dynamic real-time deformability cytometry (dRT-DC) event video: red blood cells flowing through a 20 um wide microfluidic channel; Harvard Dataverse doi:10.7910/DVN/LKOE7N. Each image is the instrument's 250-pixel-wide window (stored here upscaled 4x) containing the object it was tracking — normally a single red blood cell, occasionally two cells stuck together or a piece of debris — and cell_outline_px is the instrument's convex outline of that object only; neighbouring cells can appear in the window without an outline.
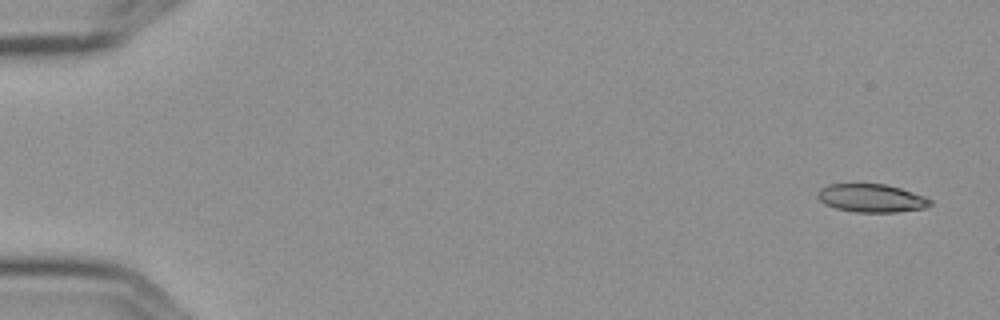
{"species": "Egyptian fruit bat (a non-hibernating species)", "species_latin": "Rousettus aegyptiacus", "temperature_condition": "cold", "stored_images_in_passage": 5, "camera_frame_rate_fps": 3000, "um_per_image_px": 0.085, "frame": {"image": 1, "passage_image": 1, "time_ms": 0.0, "image_size_px": [1000, 320], "cell_outline_px": [[932, 204], [924, 208], [896, 212], [856, 212], [836, 208], [824, 204], [816, 196], [816, 192], [820, 188], [828, 184], [884, 184], [900, 188], [924, 196], [932, 200]], "centroid_in_image_um": [74.04, 16.84], "position_along_channel_um": 11.0, "area_um2": 18.5}}
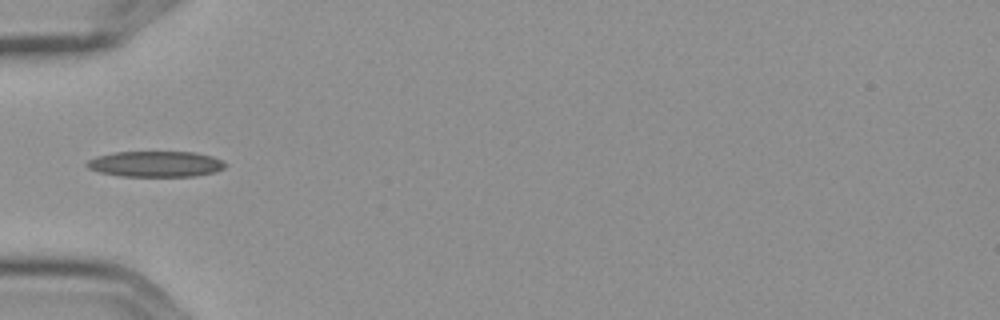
{"frame": {"image": 2, "passage_image": 5, "time_ms": 1.333, "image_size_px": [1000, 320], "cell_outline_px": [[228, 164], [224, 168], [216, 172], [192, 176], [120, 176], [100, 172], [88, 168], [84, 164], [88, 160], [96, 156], [116, 152], [196, 152], [212, 156]], "centroid_in_image_um": [13.23, 13.94], "position_along_channel_um": 71.8, "area_um2": 20.81}}